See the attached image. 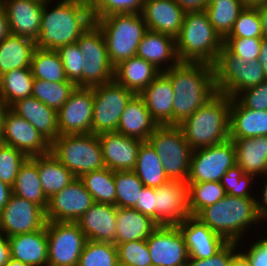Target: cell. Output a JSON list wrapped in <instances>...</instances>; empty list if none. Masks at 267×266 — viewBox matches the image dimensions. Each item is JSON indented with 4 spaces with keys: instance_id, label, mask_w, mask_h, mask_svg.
<instances>
[{
    "instance_id": "cell-1",
    "label": "cell",
    "mask_w": 267,
    "mask_h": 266,
    "mask_svg": "<svg viewBox=\"0 0 267 266\" xmlns=\"http://www.w3.org/2000/svg\"><path fill=\"white\" fill-rule=\"evenodd\" d=\"M163 73L173 86V125L181 124L217 93L213 65L179 62Z\"/></svg>"
},
{
    "instance_id": "cell-2",
    "label": "cell",
    "mask_w": 267,
    "mask_h": 266,
    "mask_svg": "<svg viewBox=\"0 0 267 266\" xmlns=\"http://www.w3.org/2000/svg\"><path fill=\"white\" fill-rule=\"evenodd\" d=\"M52 1L44 2L39 37L35 41L39 49L58 50L76 43L94 23L91 12L82 0H57V4L49 8Z\"/></svg>"
},
{
    "instance_id": "cell-3",
    "label": "cell",
    "mask_w": 267,
    "mask_h": 266,
    "mask_svg": "<svg viewBox=\"0 0 267 266\" xmlns=\"http://www.w3.org/2000/svg\"><path fill=\"white\" fill-rule=\"evenodd\" d=\"M203 224L227 242L240 245L242 236L252 227L262 223L257 208L256 198H243L225 195L217 203L206 206L196 216ZM249 229V230H248Z\"/></svg>"
},
{
    "instance_id": "cell-4",
    "label": "cell",
    "mask_w": 267,
    "mask_h": 266,
    "mask_svg": "<svg viewBox=\"0 0 267 266\" xmlns=\"http://www.w3.org/2000/svg\"><path fill=\"white\" fill-rule=\"evenodd\" d=\"M231 98L217 92L179 126L194 150L221 144L229 139Z\"/></svg>"
},
{
    "instance_id": "cell-5",
    "label": "cell",
    "mask_w": 267,
    "mask_h": 266,
    "mask_svg": "<svg viewBox=\"0 0 267 266\" xmlns=\"http://www.w3.org/2000/svg\"><path fill=\"white\" fill-rule=\"evenodd\" d=\"M223 41L205 11L185 12L180 33L175 38L176 53L180 62L214 65Z\"/></svg>"
},
{
    "instance_id": "cell-6",
    "label": "cell",
    "mask_w": 267,
    "mask_h": 266,
    "mask_svg": "<svg viewBox=\"0 0 267 266\" xmlns=\"http://www.w3.org/2000/svg\"><path fill=\"white\" fill-rule=\"evenodd\" d=\"M93 20L102 30L109 59L114 67L136 56L138 45L148 31L141 13L113 14Z\"/></svg>"
},
{
    "instance_id": "cell-7",
    "label": "cell",
    "mask_w": 267,
    "mask_h": 266,
    "mask_svg": "<svg viewBox=\"0 0 267 266\" xmlns=\"http://www.w3.org/2000/svg\"><path fill=\"white\" fill-rule=\"evenodd\" d=\"M53 154L75 177L105 166L98 135H59L50 145Z\"/></svg>"
},
{
    "instance_id": "cell-8",
    "label": "cell",
    "mask_w": 267,
    "mask_h": 266,
    "mask_svg": "<svg viewBox=\"0 0 267 266\" xmlns=\"http://www.w3.org/2000/svg\"><path fill=\"white\" fill-rule=\"evenodd\" d=\"M148 141L160 158L169 180L187 181L193 149L179 125H159Z\"/></svg>"
},
{
    "instance_id": "cell-9",
    "label": "cell",
    "mask_w": 267,
    "mask_h": 266,
    "mask_svg": "<svg viewBox=\"0 0 267 266\" xmlns=\"http://www.w3.org/2000/svg\"><path fill=\"white\" fill-rule=\"evenodd\" d=\"M213 66L217 92L230 98L267 80L257 59L245 62L242 58L230 54L224 47Z\"/></svg>"
},
{
    "instance_id": "cell-10",
    "label": "cell",
    "mask_w": 267,
    "mask_h": 266,
    "mask_svg": "<svg viewBox=\"0 0 267 266\" xmlns=\"http://www.w3.org/2000/svg\"><path fill=\"white\" fill-rule=\"evenodd\" d=\"M135 95L115 79L93 87L92 133L116 132L127 103Z\"/></svg>"
},
{
    "instance_id": "cell-11",
    "label": "cell",
    "mask_w": 267,
    "mask_h": 266,
    "mask_svg": "<svg viewBox=\"0 0 267 266\" xmlns=\"http://www.w3.org/2000/svg\"><path fill=\"white\" fill-rule=\"evenodd\" d=\"M83 57V87H94L114 79L112 65L102 30L95 24L76 41Z\"/></svg>"
},
{
    "instance_id": "cell-12",
    "label": "cell",
    "mask_w": 267,
    "mask_h": 266,
    "mask_svg": "<svg viewBox=\"0 0 267 266\" xmlns=\"http://www.w3.org/2000/svg\"><path fill=\"white\" fill-rule=\"evenodd\" d=\"M47 266H77L87 241L76 222H46Z\"/></svg>"
},
{
    "instance_id": "cell-13",
    "label": "cell",
    "mask_w": 267,
    "mask_h": 266,
    "mask_svg": "<svg viewBox=\"0 0 267 266\" xmlns=\"http://www.w3.org/2000/svg\"><path fill=\"white\" fill-rule=\"evenodd\" d=\"M235 164L233 140L194 150L187 182H220L227 170Z\"/></svg>"
},
{
    "instance_id": "cell-14",
    "label": "cell",
    "mask_w": 267,
    "mask_h": 266,
    "mask_svg": "<svg viewBox=\"0 0 267 266\" xmlns=\"http://www.w3.org/2000/svg\"><path fill=\"white\" fill-rule=\"evenodd\" d=\"M46 222L41 206L12 194L0 212V233L6 237L31 233L43 229Z\"/></svg>"
},
{
    "instance_id": "cell-15",
    "label": "cell",
    "mask_w": 267,
    "mask_h": 266,
    "mask_svg": "<svg viewBox=\"0 0 267 266\" xmlns=\"http://www.w3.org/2000/svg\"><path fill=\"white\" fill-rule=\"evenodd\" d=\"M93 98V87L76 86L57 112L59 135L92 133Z\"/></svg>"
},
{
    "instance_id": "cell-16",
    "label": "cell",
    "mask_w": 267,
    "mask_h": 266,
    "mask_svg": "<svg viewBox=\"0 0 267 266\" xmlns=\"http://www.w3.org/2000/svg\"><path fill=\"white\" fill-rule=\"evenodd\" d=\"M94 203L83 181L76 177L69 185L48 199L46 220L77 222Z\"/></svg>"
},
{
    "instance_id": "cell-17",
    "label": "cell",
    "mask_w": 267,
    "mask_h": 266,
    "mask_svg": "<svg viewBox=\"0 0 267 266\" xmlns=\"http://www.w3.org/2000/svg\"><path fill=\"white\" fill-rule=\"evenodd\" d=\"M192 217L187 181L169 180L155 188V222L173 226Z\"/></svg>"
},
{
    "instance_id": "cell-18",
    "label": "cell",
    "mask_w": 267,
    "mask_h": 266,
    "mask_svg": "<svg viewBox=\"0 0 267 266\" xmlns=\"http://www.w3.org/2000/svg\"><path fill=\"white\" fill-rule=\"evenodd\" d=\"M151 261L157 266H185L189 252L177 225H159L146 239Z\"/></svg>"
},
{
    "instance_id": "cell-19",
    "label": "cell",
    "mask_w": 267,
    "mask_h": 266,
    "mask_svg": "<svg viewBox=\"0 0 267 266\" xmlns=\"http://www.w3.org/2000/svg\"><path fill=\"white\" fill-rule=\"evenodd\" d=\"M3 144L14 147L28 157L50 153L51 145L31 123L9 108L4 115Z\"/></svg>"
},
{
    "instance_id": "cell-20",
    "label": "cell",
    "mask_w": 267,
    "mask_h": 266,
    "mask_svg": "<svg viewBox=\"0 0 267 266\" xmlns=\"http://www.w3.org/2000/svg\"><path fill=\"white\" fill-rule=\"evenodd\" d=\"M11 34L36 41L39 37L44 2L36 0H0Z\"/></svg>"
},
{
    "instance_id": "cell-21",
    "label": "cell",
    "mask_w": 267,
    "mask_h": 266,
    "mask_svg": "<svg viewBox=\"0 0 267 266\" xmlns=\"http://www.w3.org/2000/svg\"><path fill=\"white\" fill-rule=\"evenodd\" d=\"M106 168L112 171H133L136 166L138 150L143 141L106 132L98 135Z\"/></svg>"
},
{
    "instance_id": "cell-22",
    "label": "cell",
    "mask_w": 267,
    "mask_h": 266,
    "mask_svg": "<svg viewBox=\"0 0 267 266\" xmlns=\"http://www.w3.org/2000/svg\"><path fill=\"white\" fill-rule=\"evenodd\" d=\"M177 227L184 237L189 257L192 258L206 259L214 256L228 243L195 216L186 218Z\"/></svg>"
},
{
    "instance_id": "cell-23",
    "label": "cell",
    "mask_w": 267,
    "mask_h": 266,
    "mask_svg": "<svg viewBox=\"0 0 267 266\" xmlns=\"http://www.w3.org/2000/svg\"><path fill=\"white\" fill-rule=\"evenodd\" d=\"M185 11L175 0H145L141 15L148 30L178 36Z\"/></svg>"
},
{
    "instance_id": "cell-24",
    "label": "cell",
    "mask_w": 267,
    "mask_h": 266,
    "mask_svg": "<svg viewBox=\"0 0 267 266\" xmlns=\"http://www.w3.org/2000/svg\"><path fill=\"white\" fill-rule=\"evenodd\" d=\"M115 205L94 203L76 222L87 240L115 242L116 234Z\"/></svg>"
},
{
    "instance_id": "cell-25",
    "label": "cell",
    "mask_w": 267,
    "mask_h": 266,
    "mask_svg": "<svg viewBox=\"0 0 267 266\" xmlns=\"http://www.w3.org/2000/svg\"><path fill=\"white\" fill-rule=\"evenodd\" d=\"M158 125H173L174 92L170 79L161 72L140 94Z\"/></svg>"
},
{
    "instance_id": "cell-26",
    "label": "cell",
    "mask_w": 267,
    "mask_h": 266,
    "mask_svg": "<svg viewBox=\"0 0 267 266\" xmlns=\"http://www.w3.org/2000/svg\"><path fill=\"white\" fill-rule=\"evenodd\" d=\"M9 109L31 123L50 143L59 136L57 111L33 96L18 100Z\"/></svg>"
},
{
    "instance_id": "cell-27",
    "label": "cell",
    "mask_w": 267,
    "mask_h": 266,
    "mask_svg": "<svg viewBox=\"0 0 267 266\" xmlns=\"http://www.w3.org/2000/svg\"><path fill=\"white\" fill-rule=\"evenodd\" d=\"M136 56L152 63L161 72L180 62L176 53L175 38L150 30L140 41Z\"/></svg>"
},
{
    "instance_id": "cell-28",
    "label": "cell",
    "mask_w": 267,
    "mask_h": 266,
    "mask_svg": "<svg viewBox=\"0 0 267 266\" xmlns=\"http://www.w3.org/2000/svg\"><path fill=\"white\" fill-rule=\"evenodd\" d=\"M158 126L150 115L143 98L135 94L127 103L116 132L141 141H148L149 136Z\"/></svg>"
},
{
    "instance_id": "cell-29",
    "label": "cell",
    "mask_w": 267,
    "mask_h": 266,
    "mask_svg": "<svg viewBox=\"0 0 267 266\" xmlns=\"http://www.w3.org/2000/svg\"><path fill=\"white\" fill-rule=\"evenodd\" d=\"M11 258L31 266L48 265L46 226L31 233L8 237Z\"/></svg>"
},
{
    "instance_id": "cell-30",
    "label": "cell",
    "mask_w": 267,
    "mask_h": 266,
    "mask_svg": "<svg viewBox=\"0 0 267 266\" xmlns=\"http://www.w3.org/2000/svg\"><path fill=\"white\" fill-rule=\"evenodd\" d=\"M257 136H267V110L249 109L231 98L229 139Z\"/></svg>"
},
{
    "instance_id": "cell-31",
    "label": "cell",
    "mask_w": 267,
    "mask_h": 266,
    "mask_svg": "<svg viewBox=\"0 0 267 266\" xmlns=\"http://www.w3.org/2000/svg\"><path fill=\"white\" fill-rule=\"evenodd\" d=\"M235 148L236 164L244 174H250L257 179L267 176V136L230 139ZM258 176V177H257Z\"/></svg>"
},
{
    "instance_id": "cell-32",
    "label": "cell",
    "mask_w": 267,
    "mask_h": 266,
    "mask_svg": "<svg viewBox=\"0 0 267 266\" xmlns=\"http://www.w3.org/2000/svg\"><path fill=\"white\" fill-rule=\"evenodd\" d=\"M160 73L152 63L134 56L115 67L114 79L126 89L140 94Z\"/></svg>"
},
{
    "instance_id": "cell-33",
    "label": "cell",
    "mask_w": 267,
    "mask_h": 266,
    "mask_svg": "<svg viewBox=\"0 0 267 266\" xmlns=\"http://www.w3.org/2000/svg\"><path fill=\"white\" fill-rule=\"evenodd\" d=\"M114 244L146 240L159 226L153 219L133 208L117 207Z\"/></svg>"
},
{
    "instance_id": "cell-34",
    "label": "cell",
    "mask_w": 267,
    "mask_h": 266,
    "mask_svg": "<svg viewBox=\"0 0 267 266\" xmlns=\"http://www.w3.org/2000/svg\"><path fill=\"white\" fill-rule=\"evenodd\" d=\"M35 41L9 34L0 41V76L14 69L30 68Z\"/></svg>"
},
{
    "instance_id": "cell-35",
    "label": "cell",
    "mask_w": 267,
    "mask_h": 266,
    "mask_svg": "<svg viewBox=\"0 0 267 266\" xmlns=\"http://www.w3.org/2000/svg\"><path fill=\"white\" fill-rule=\"evenodd\" d=\"M12 194L32 201L46 210L48 198L41 186L37 156L29 157L21 166L12 186Z\"/></svg>"
},
{
    "instance_id": "cell-36",
    "label": "cell",
    "mask_w": 267,
    "mask_h": 266,
    "mask_svg": "<svg viewBox=\"0 0 267 266\" xmlns=\"http://www.w3.org/2000/svg\"><path fill=\"white\" fill-rule=\"evenodd\" d=\"M37 167L44 194L49 199L76 177L53 154L37 156Z\"/></svg>"
},
{
    "instance_id": "cell-37",
    "label": "cell",
    "mask_w": 267,
    "mask_h": 266,
    "mask_svg": "<svg viewBox=\"0 0 267 266\" xmlns=\"http://www.w3.org/2000/svg\"><path fill=\"white\" fill-rule=\"evenodd\" d=\"M133 172L146 187L157 188L169 181L163 164L149 141L141 143Z\"/></svg>"
},
{
    "instance_id": "cell-38",
    "label": "cell",
    "mask_w": 267,
    "mask_h": 266,
    "mask_svg": "<svg viewBox=\"0 0 267 266\" xmlns=\"http://www.w3.org/2000/svg\"><path fill=\"white\" fill-rule=\"evenodd\" d=\"M34 77L30 68L14 69L0 76V103L9 108L32 95Z\"/></svg>"
},
{
    "instance_id": "cell-39",
    "label": "cell",
    "mask_w": 267,
    "mask_h": 266,
    "mask_svg": "<svg viewBox=\"0 0 267 266\" xmlns=\"http://www.w3.org/2000/svg\"><path fill=\"white\" fill-rule=\"evenodd\" d=\"M244 8L242 0H210L204 11L216 32L224 40Z\"/></svg>"
},
{
    "instance_id": "cell-40",
    "label": "cell",
    "mask_w": 267,
    "mask_h": 266,
    "mask_svg": "<svg viewBox=\"0 0 267 266\" xmlns=\"http://www.w3.org/2000/svg\"><path fill=\"white\" fill-rule=\"evenodd\" d=\"M30 69L35 79L48 82L68 81L57 50L35 48Z\"/></svg>"
},
{
    "instance_id": "cell-41",
    "label": "cell",
    "mask_w": 267,
    "mask_h": 266,
    "mask_svg": "<svg viewBox=\"0 0 267 266\" xmlns=\"http://www.w3.org/2000/svg\"><path fill=\"white\" fill-rule=\"evenodd\" d=\"M80 179L96 203L116 206L114 171L104 167L83 174Z\"/></svg>"
},
{
    "instance_id": "cell-42",
    "label": "cell",
    "mask_w": 267,
    "mask_h": 266,
    "mask_svg": "<svg viewBox=\"0 0 267 266\" xmlns=\"http://www.w3.org/2000/svg\"><path fill=\"white\" fill-rule=\"evenodd\" d=\"M75 88L76 85L71 81L48 82L34 79L31 96L58 112Z\"/></svg>"
},
{
    "instance_id": "cell-43",
    "label": "cell",
    "mask_w": 267,
    "mask_h": 266,
    "mask_svg": "<svg viewBox=\"0 0 267 266\" xmlns=\"http://www.w3.org/2000/svg\"><path fill=\"white\" fill-rule=\"evenodd\" d=\"M189 208L196 216L206 206L217 203L226 193L220 182H187Z\"/></svg>"
},
{
    "instance_id": "cell-44",
    "label": "cell",
    "mask_w": 267,
    "mask_h": 266,
    "mask_svg": "<svg viewBox=\"0 0 267 266\" xmlns=\"http://www.w3.org/2000/svg\"><path fill=\"white\" fill-rule=\"evenodd\" d=\"M77 266H119L117 246L112 242L87 240Z\"/></svg>"
},
{
    "instance_id": "cell-45",
    "label": "cell",
    "mask_w": 267,
    "mask_h": 266,
    "mask_svg": "<svg viewBox=\"0 0 267 266\" xmlns=\"http://www.w3.org/2000/svg\"><path fill=\"white\" fill-rule=\"evenodd\" d=\"M116 207L133 208L138 201L143 182L133 171H114Z\"/></svg>"
},
{
    "instance_id": "cell-46",
    "label": "cell",
    "mask_w": 267,
    "mask_h": 266,
    "mask_svg": "<svg viewBox=\"0 0 267 266\" xmlns=\"http://www.w3.org/2000/svg\"><path fill=\"white\" fill-rule=\"evenodd\" d=\"M254 178L255 177L253 175L244 174L242 168L239 165L235 164L223 175L220 183L224 188L225 193L230 196L256 198V195L254 193L252 194V191L250 190L252 187L251 185L254 183V180H257Z\"/></svg>"
},
{
    "instance_id": "cell-47",
    "label": "cell",
    "mask_w": 267,
    "mask_h": 266,
    "mask_svg": "<svg viewBox=\"0 0 267 266\" xmlns=\"http://www.w3.org/2000/svg\"><path fill=\"white\" fill-rule=\"evenodd\" d=\"M226 38H263L260 15L256 7H245Z\"/></svg>"
},
{
    "instance_id": "cell-48",
    "label": "cell",
    "mask_w": 267,
    "mask_h": 266,
    "mask_svg": "<svg viewBox=\"0 0 267 266\" xmlns=\"http://www.w3.org/2000/svg\"><path fill=\"white\" fill-rule=\"evenodd\" d=\"M59 53L66 78L76 86L83 87V64L84 57L77 43L68 44L60 47Z\"/></svg>"
},
{
    "instance_id": "cell-49",
    "label": "cell",
    "mask_w": 267,
    "mask_h": 266,
    "mask_svg": "<svg viewBox=\"0 0 267 266\" xmlns=\"http://www.w3.org/2000/svg\"><path fill=\"white\" fill-rule=\"evenodd\" d=\"M29 157L6 144H0V180L13 186L16 176Z\"/></svg>"
},
{
    "instance_id": "cell-50",
    "label": "cell",
    "mask_w": 267,
    "mask_h": 266,
    "mask_svg": "<svg viewBox=\"0 0 267 266\" xmlns=\"http://www.w3.org/2000/svg\"><path fill=\"white\" fill-rule=\"evenodd\" d=\"M116 246L119 265L147 266L152 263L146 240H133Z\"/></svg>"
},
{
    "instance_id": "cell-51",
    "label": "cell",
    "mask_w": 267,
    "mask_h": 266,
    "mask_svg": "<svg viewBox=\"0 0 267 266\" xmlns=\"http://www.w3.org/2000/svg\"><path fill=\"white\" fill-rule=\"evenodd\" d=\"M263 38H225L223 47L235 57L245 62L258 59Z\"/></svg>"
},
{
    "instance_id": "cell-52",
    "label": "cell",
    "mask_w": 267,
    "mask_h": 266,
    "mask_svg": "<svg viewBox=\"0 0 267 266\" xmlns=\"http://www.w3.org/2000/svg\"><path fill=\"white\" fill-rule=\"evenodd\" d=\"M241 246L236 242H228L214 256L206 259L189 257L185 266H228L232 259L239 253Z\"/></svg>"
},
{
    "instance_id": "cell-53",
    "label": "cell",
    "mask_w": 267,
    "mask_h": 266,
    "mask_svg": "<svg viewBox=\"0 0 267 266\" xmlns=\"http://www.w3.org/2000/svg\"><path fill=\"white\" fill-rule=\"evenodd\" d=\"M235 98L249 109L267 110V80L241 91Z\"/></svg>"
},
{
    "instance_id": "cell-54",
    "label": "cell",
    "mask_w": 267,
    "mask_h": 266,
    "mask_svg": "<svg viewBox=\"0 0 267 266\" xmlns=\"http://www.w3.org/2000/svg\"><path fill=\"white\" fill-rule=\"evenodd\" d=\"M260 238L253 241L252 245L250 243L249 247H245L249 248L247 251H239L251 266H267V236Z\"/></svg>"
},
{
    "instance_id": "cell-55",
    "label": "cell",
    "mask_w": 267,
    "mask_h": 266,
    "mask_svg": "<svg viewBox=\"0 0 267 266\" xmlns=\"http://www.w3.org/2000/svg\"><path fill=\"white\" fill-rule=\"evenodd\" d=\"M133 209L155 221V188L144 186Z\"/></svg>"
},
{
    "instance_id": "cell-56",
    "label": "cell",
    "mask_w": 267,
    "mask_h": 266,
    "mask_svg": "<svg viewBox=\"0 0 267 266\" xmlns=\"http://www.w3.org/2000/svg\"><path fill=\"white\" fill-rule=\"evenodd\" d=\"M91 12L93 19H99L114 14V0H83Z\"/></svg>"
},
{
    "instance_id": "cell-57",
    "label": "cell",
    "mask_w": 267,
    "mask_h": 266,
    "mask_svg": "<svg viewBox=\"0 0 267 266\" xmlns=\"http://www.w3.org/2000/svg\"><path fill=\"white\" fill-rule=\"evenodd\" d=\"M145 0H114V14H140Z\"/></svg>"
},
{
    "instance_id": "cell-58",
    "label": "cell",
    "mask_w": 267,
    "mask_h": 266,
    "mask_svg": "<svg viewBox=\"0 0 267 266\" xmlns=\"http://www.w3.org/2000/svg\"><path fill=\"white\" fill-rule=\"evenodd\" d=\"M185 12L204 11L210 0H175Z\"/></svg>"
},
{
    "instance_id": "cell-59",
    "label": "cell",
    "mask_w": 267,
    "mask_h": 266,
    "mask_svg": "<svg viewBox=\"0 0 267 266\" xmlns=\"http://www.w3.org/2000/svg\"><path fill=\"white\" fill-rule=\"evenodd\" d=\"M263 180L265 183H262L264 187L262 188V192L259 198L256 196V208L260 219L264 222H267V176Z\"/></svg>"
},
{
    "instance_id": "cell-60",
    "label": "cell",
    "mask_w": 267,
    "mask_h": 266,
    "mask_svg": "<svg viewBox=\"0 0 267 266\" xmlns=\"http://www.w3.org/2000/svg\"><path fill=\"white\" fill-rule=\"evenodd\" d=\"M11 259L8 237L0 233V266H4Z\"/></svg>"
},
{
    "instance_id": "cell-61",
    "label": "cell",
    "mask_w": 267,
    "mask_h": 266,
    "mask_svg": "<svg viewBox=\"0 0 267 266\" xmlns=\"http://www.w3.org/2000/svg\"><path fill=\"white\" fill-rule=\"evenodd\" d=\"M12 195V186L0 180V212L3 210L10 196Z\"/></svg>"
},
{
    "instance_id": "cell-62",
    "label": "cell",
    "mask_w": 267,
    "mask_h": 266,
    "mask_svg": "<svg viewBox=\"0 0 267 266\" xmlns=\"http://www.w3.org/2000/svg\"><path fill=\"white\" fill-rule=\"evenodd\" d=\"M10 34L7 16L0 1V41Z\"/></svg>"
},
{
    "instance_id": "cell-63",
    "label": "cell",
    "mask_w": 267,
    "mask_h": 266,
    "mask_svg": "<svg viewBox=\"0 0 267 266\" xmlns=\"http://www.w3.org/2000/svg\"><path fill=\"white\" fill-rule=\"evenodd\" d=\"M256 8L260 15L263 39L267 40V4L257 6Z\"/></svg>"
},
{
    "instance_id": "cell-64",
    "label": "cell",
    "mask_w": 267,
    "mask_h": 266,
    "mask_svg": "<svg viewBox=\"0 0 267 266\" xmlns=\"http://www.w3.org/2000/svg\"><path fill=\"white\" fill-rule=\"evenodd\" d=\"M263 68L265 77L267 79V40H262L261 51L257 59Z\"/></svg>"
},
{
    "instance_id": "cell-65",
    "label": "cell",
    "mask_w": 267,
    "mask_h": 266,
    "mask_svg": "<svg viewBox=\"0 0 267 266\" xmlns=\"http://www.w3.org/2000/svg\"><path fill=\"white\" fill-rule=\"evenodd\" d=\"M228 266H251L248 261L238 253L230 262Z\"/></svg>"
},
{
    "instance_id": "cell-66",
    "label": "cell",
    "mask_w": 267,
    "mask_h": 266,
    "mask_svg": "<svg viewBox=\"0 0 267 266\" xmlns=\"http://www.w3.org/2000/svg\"><path fill=\"white\" fill-rule=\"evenodd\" d=\"M7 107L0 103V144H3L4 115Z\"/></svg>"
},
{
    "instance_id": "cell-67",
    "label": "cell",
    "mask_w": 267,
    "mask_h": 266,
    "mask_svg": "<svg viewBox=\"0 0 267 266\" xmlns=\"http://www.w3.org/2000/svg\"><path fill=\"white\" fill-rule=\"evenodd\" d=\"M245 7H257L267 4V0H242Z\"/></svg>"
},
{
    "instance_id": "cell-68",
    "label": "cell",
    "mask_w": 267,
    "mask_h": 266,
    "mask_svg": "<svg viewBox=\"0 0 267 266\" xmlns=\"http://www.w3.org/2000/svg\"><path fill=\"white\" fill-rule=\"evenodd\" d=\"M4 266H31L15 259H10Z\"/></svg>"
},
{
    "instance_id": "cell-69",
    "label": "cell",
    "mask_w": 267,
    "mask_h": 266,
    "mask_svg": "<svg viewBox=\"0 0 267 266\" xmlns=\"http://www.w3.org/2000/svg\"><path fill=\"white\" fill-rule=\"evenodd\" d=\"M36 1H39V2H47L49 0H36Z\"/></svg>"
},
{
    "instance_id": "cell-70",
    "label": "cell",
    "mask_w": 267,
    "mask_h": 266,
    "mask_svg": "<svg viewBox=\"0 0 267 266\" xmlns=\"http://www.w3.org/2000/svg\"><path fill=\"white\" fill-rule=\"evenodd\" d=\"M147 266H157V265H155V264L151 263V264H149V265H147Z\"/></svg>"
}]
</instances>
